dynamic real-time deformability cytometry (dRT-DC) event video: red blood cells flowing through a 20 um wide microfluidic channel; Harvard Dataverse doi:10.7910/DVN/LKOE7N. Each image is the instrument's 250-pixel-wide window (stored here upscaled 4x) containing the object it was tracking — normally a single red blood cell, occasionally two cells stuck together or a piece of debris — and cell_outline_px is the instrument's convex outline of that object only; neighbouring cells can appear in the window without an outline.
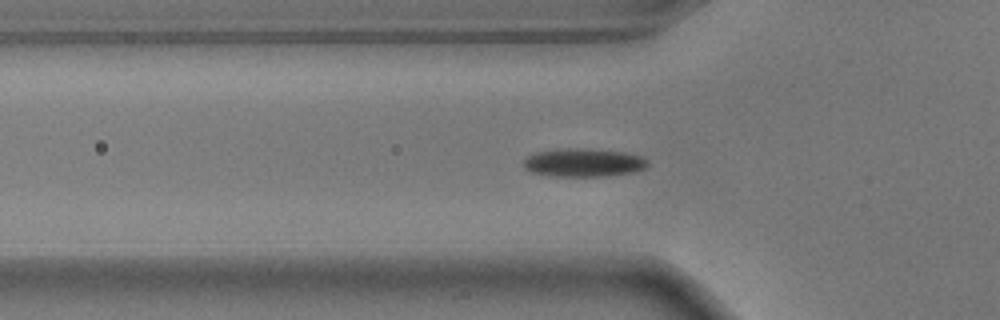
{"species": "common noctule bat (a hibernating species)", "species_latin": "Nyctalus noctula", "temperature_condition": "warm", "stored_images_in_passage": 42, "camera_frame_rate_fps": 3000, "um_per_image_px": 0.085, "animal": {"sex": "male", "body_mass_g": 17.9}, "frame": {"image": 1, "passage_image": 7, "time_ms": 2.0, "image_size_px": [1000, 320], "cell_outline_px": [[648, 164], [644, 168], [632, 172], [604, 176], [548, 176], [532, 172], [524, 168], [524, 160], [528, 156], [536, 152], [572, 148], [580, 148], [624, 152], [640, 156], [648, 160]], "centroid_in_image_um": [49.59, 13.83], "position_along_channel_um": 76.2, "area_um2": 20.23}}
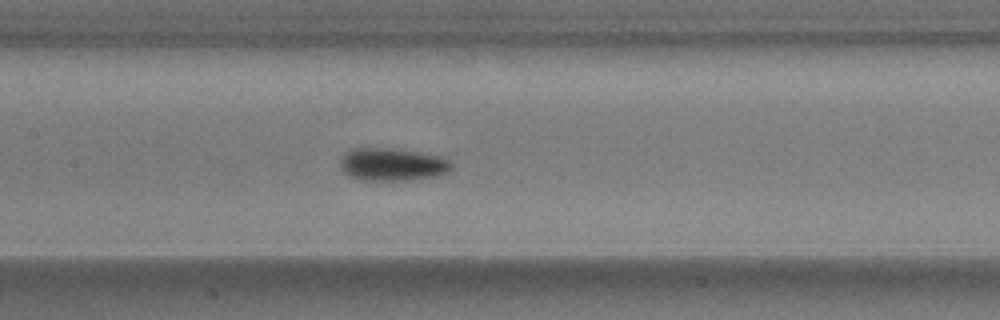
{"frame": {"image": 2, "passage_image": 15, "time_ms": 4.667, "image_size_px": [1000, 320], "cell_outline_px": [[452, 168], [448, 172], [436, 176], [412, 180], [356, 180], [348, 176], [340, 168], [340, 160], [344, 152], [348, 148], [392, 148], [420, 152], [440, 156], [448, 160], [452, 164]], "centroid_in_image_um": [33.3, 13.97], "position_along_channel_um": 174.1, "area_um2": 21.62}}
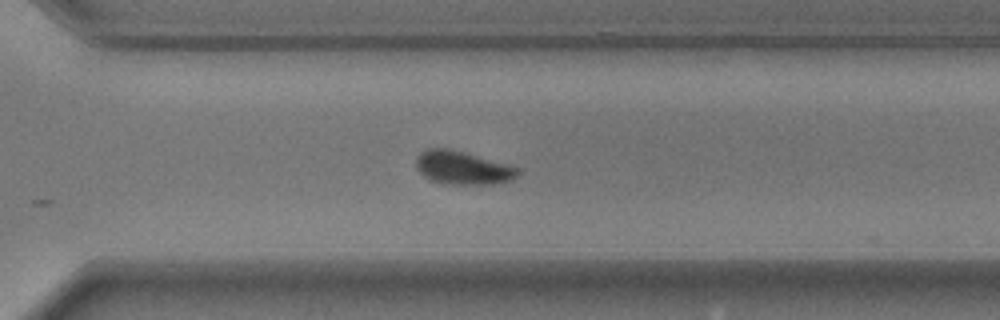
{"frame": {"image": 3, "passage_image": 28, "time_ms": 9.0, "image_size_px": [1000, 320], "cell_outline_px": [[520, 172], [512, 180], [492, 184], [444, 184], [432, 180], [424, 176], [416, 168], [416, 156], [420, 152], [428, 148], [448, 148], [464, 152], [504, 164], [516, 168]], "centroid_in_image_um": [39.26, 14.26], "position_along_channel_um": 331.3, "area_um2": 19.48}, "authors_computed_cell_mechanics": {"area_um2": 19.941, "velocity_mm_per_s": 3.6447, "shape_relaxation_time_tau1_ms": 2.9841, "shape_relaxation_time_tau2_ms": null, "deformation_change_tau1": 0.1265, "deformation_change_tau2": null}}